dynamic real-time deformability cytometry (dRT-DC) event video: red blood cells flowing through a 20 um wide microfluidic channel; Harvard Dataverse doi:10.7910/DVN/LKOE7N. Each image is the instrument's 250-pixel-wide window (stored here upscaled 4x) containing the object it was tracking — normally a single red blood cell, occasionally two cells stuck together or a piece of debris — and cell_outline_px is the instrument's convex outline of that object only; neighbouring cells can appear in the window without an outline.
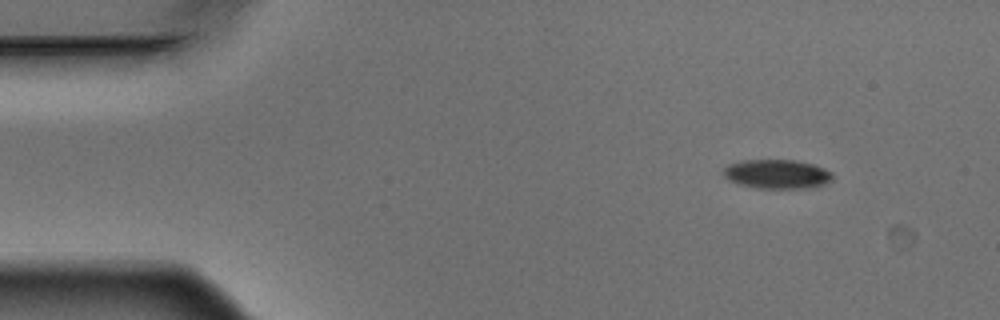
{"species": "Egyptian fruit bat (a non-hibernating species)", "species_latin": "Rousettus aegyptiacus", "temperature_condition": "warm", "stored_images_in_passage": 4, "camera_frame_rate_fps": 3000, "um_per_image_px": 0.085, "animal": {"sex": "male"}, "frame": {"image": 1, "passage_image": 1, "time_ms": 0.0, "image_size_px": [1000, 320], "cell_outline_px": [[832, 180], [824, 184], [812, 188], [756, 188], [740, 184], [728, 180], [720, 172], [728, 164], [740, 160], [796, 160], [812, 164], [824, 168], [832, 172]], "centroid_in_image_um": [66.02, 14.79], "position_along_channel_um": 19.0, "area_um2": 18.73}}
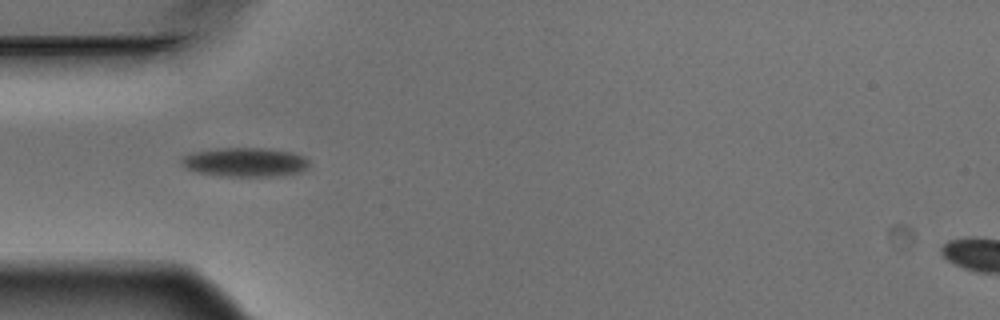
{"frame": {"image": 2, "passage_image": 4, "time_ms": 1.0, "image_size_px": [1000, 320], "cell_outline_px": [[308, 164], [304, 172], [268, 176], [220, 176], [200, 172], [188, 168], [180, 160], [184, 156], [196, 152], [216, 148], [268, 148], [292, 152], [304, 156], [308, 160]], "centroid_in_image_um": [20.89, 13.77], "position_along_channel_um": 64.1, "area_um2": 21.39}}